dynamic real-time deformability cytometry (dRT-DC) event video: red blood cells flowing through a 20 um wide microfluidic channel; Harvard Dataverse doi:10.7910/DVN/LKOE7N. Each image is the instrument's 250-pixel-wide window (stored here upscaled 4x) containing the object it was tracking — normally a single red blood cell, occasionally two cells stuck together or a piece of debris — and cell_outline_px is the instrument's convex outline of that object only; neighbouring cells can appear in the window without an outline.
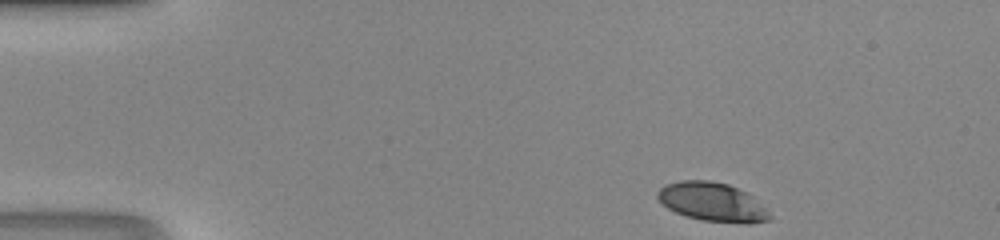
{"species": "human", "species_latin": "Homo sapiens", "temperature_condition": "room temperature", "stored_images_in_passage": 41, "camera_frame_rate_fps": 3000, "um_per_image_px": 0.085, "donor": {"sex": "male"}, "frame": {"image": 1, "passage_image": 1, "time_ms": 0.0, "image_size_px": [1000, 240], "cell_outline_px": [[772, 220], [748, 224], [700, 220], [676, 212], [668, 208], [656, 196], [656, 192], [664, 184], [680, 180], [708, 180], [728, 184], [748, 192], [768, 208], [772, 216]], "centroid_in_image_um": [60.61, 17.17], "position_along_channel_um": 24.4, "area_um2": 25.78}}
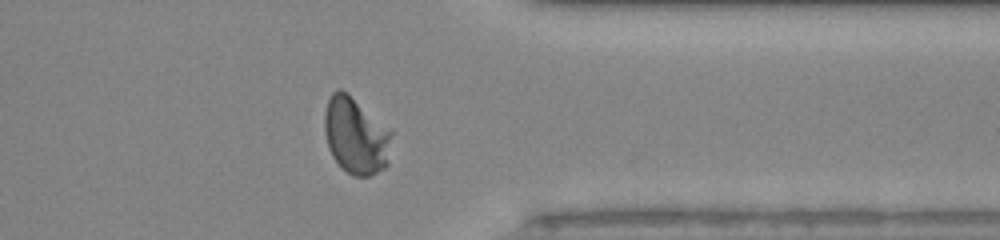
{"frame": {"image": 2, "passage_image": 32, "time_ms": 10.333, "image_size_px": [1000, 240], "cell_outline_px": [[392, 132], [388, 164], [384, 168], [368, 176], [352, 176], [332, 156], [328, 148], [324, 132], [324, 112], [328, 100], [332, 92], [336, 88], [340, 88], [348, 92], [392, 128]], "centroid_in_image_um": [30.26, 11.48], "position_along_channel_um": 381.1, "area_um2": 30.58}}
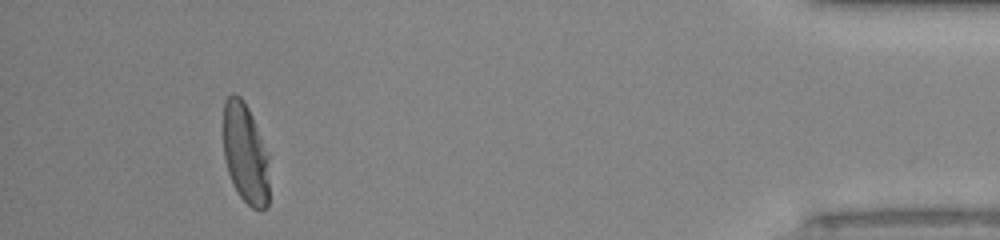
{"frame": {"image": 3, "passage_image": 38, "time_ms": 12.333, "image_size_px": [1000, 240], "cell_outline_px": [[268, 208], [260, 212], [252, 208], [240, 196], [232, 184], [224, 160], [224, 100], [232, 92], [240, 96], [244, 100], [252, 116], [268, 152]], "centroid_in_image_um": [20.86, 13.07], "position_along_channel_um": 414.3, "area_um2": 27.17}}